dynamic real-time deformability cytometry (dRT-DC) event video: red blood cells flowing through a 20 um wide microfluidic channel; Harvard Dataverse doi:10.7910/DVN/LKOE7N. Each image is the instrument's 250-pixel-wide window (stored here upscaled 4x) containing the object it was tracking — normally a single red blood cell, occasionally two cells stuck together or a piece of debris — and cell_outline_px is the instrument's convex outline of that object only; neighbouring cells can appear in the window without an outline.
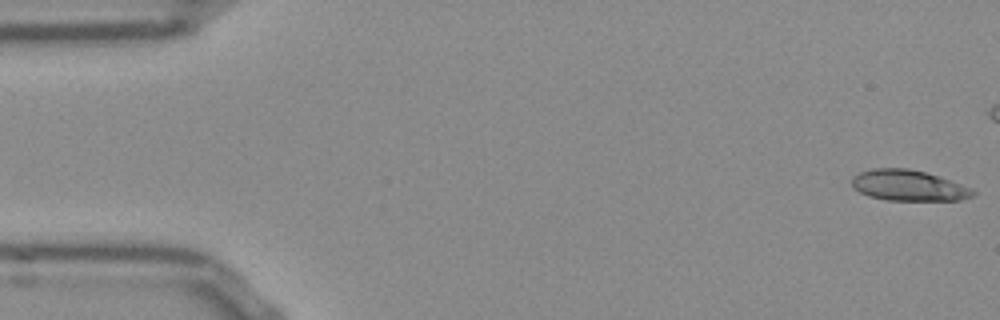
{"species": "Egyptian fruit bat (a non-hibernating species)", "species_latin": "Rousettus aegyptiacus", "temperature_condition": "room temperature", "stored_images_in_passage": 16, "camera_frame_rate_fps": 3000, "um_per_image_px": 0.085, "frame": {"image": 1, "passage_image": 1, "time_ms": 0.0, "image_size_px": [1000, 320], "cell_outline_px": [[976, 192], [972, 196], [960, 200], [888, 200], [868, 196], [852, 188], [852, 176], [860, 172], [872, 168], [908, 168], [924, 172], [972, 188]], "centroid_in_image_um": [77.17, 15.76], "position_along_channel_um": 7.8, "area_um2": 21.56}}
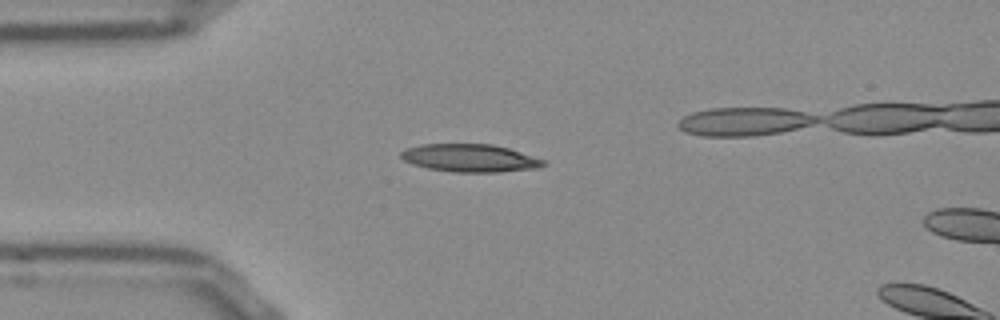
{"frame": {"image": 2, "passage_image": 13, "time_ms": 4.0, "image_size_px": [1000, 320], "cell_outline_px": [[548, 164], [540, 168], [496, 172], [452, 172], [428, 168], [412, 164], [404, 160], [400, 156], [400, 152], [408, 148], [420, 144], [492, 144], [508, 148], [544, 160]], "centroid_in_image_um": [39.95, 13.44], "position_along_channel_um": 45.0, "area_um2": 23.06}}